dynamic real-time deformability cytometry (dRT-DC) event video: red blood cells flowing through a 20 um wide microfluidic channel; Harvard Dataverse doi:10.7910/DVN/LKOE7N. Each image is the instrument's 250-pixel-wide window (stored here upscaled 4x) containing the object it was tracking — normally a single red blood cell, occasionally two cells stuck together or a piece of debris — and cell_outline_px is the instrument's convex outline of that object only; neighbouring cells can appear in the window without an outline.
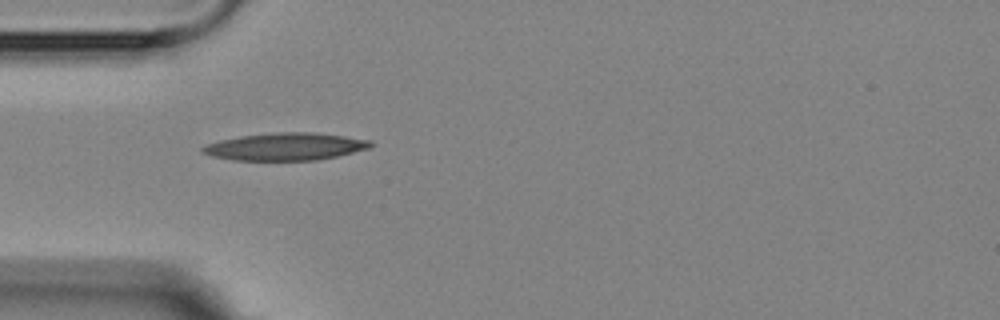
{"species": "Egyptian fruit bat (a non-hibernating species)", "species_latin": "Rousettus aegyptiacus", "temperature_condition": "room temperature", "stored_images_in_passage": 4, "camera_frame_rate_fps": 3000, "um_per_image_px": 0.085, "animal": {"sex": "female"}, "frame": {"image": 1, "passage_image": 3, "time_ms": 2.333, "image_size_px": [1000, 320], "cell_outline_px": [[372, 144], [368, 148], [336, 156], [316, 160], [232, 160], [212, 156], [200, 152], [200, 148], [208, 144], [220, 140], [240, 136], [276, 132], [312, 132], [344, 136], [372, 140]], "centroid_in_image_um": [24.22, 12.46], "position_along_channel_um": 60.8, "area_um2": 26.7}}
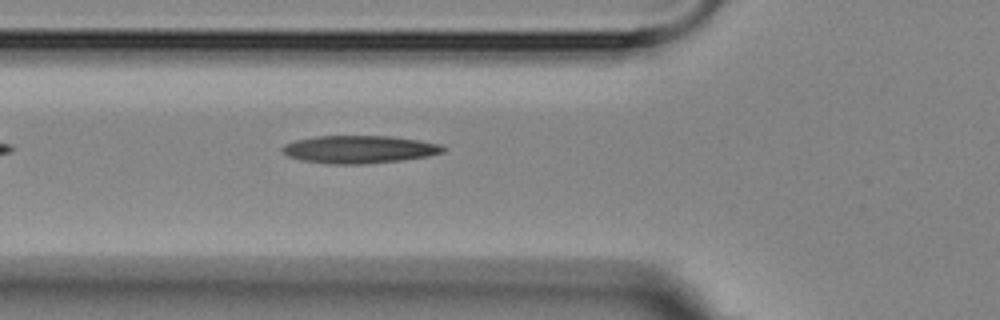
{"frame": {"image": 2, "passage_image": 4, "time_ms": 3.333, "image_size_px": [1000, 320], "cell_outline_px": [[448, 148], [444, 152], [428, 156], [400, 160], [364, 164], [328, 164], [300, 160], [288, 156], [280, 148], [284, 144], [296, 140], [316, 136], [392, 136], [440, 144]], "centroid_in_image_um": [30.53, 12.7], "position_along_channel_um": 95.3, "area_um2": 26.01}}